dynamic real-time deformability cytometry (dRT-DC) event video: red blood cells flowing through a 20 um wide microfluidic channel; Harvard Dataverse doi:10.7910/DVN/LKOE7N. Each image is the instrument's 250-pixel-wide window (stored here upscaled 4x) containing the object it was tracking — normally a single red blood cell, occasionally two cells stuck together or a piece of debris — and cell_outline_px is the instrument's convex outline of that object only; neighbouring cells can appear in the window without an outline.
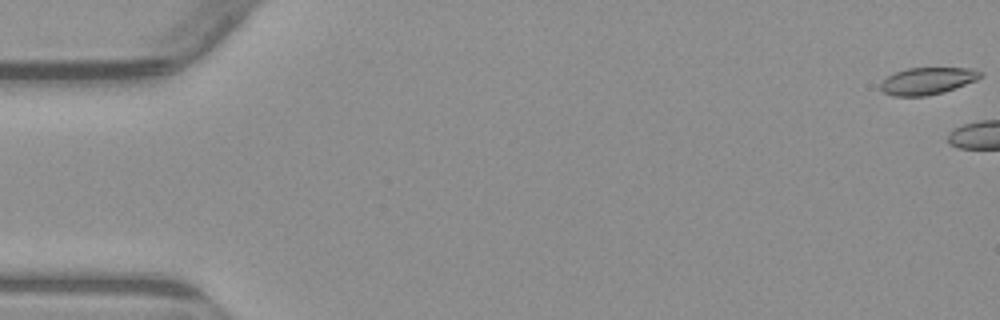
{"species": "common noctule bat (a hibernating species)", "species_latin": "Nyctalus noctula", "temperature_condition": "warm", "stored_images_in_passage": 7, "camera_frame_rate_fps": 3000, "um_per_image_px": 0.085, "animal": {"sex": "male", "body_mass_g": 23.1, "forearm_length_mm": 52.7}, "frame": {"image": 1, "passage_image": 1, "time_ms": 0.0, "image_size_px": [1000, 320], "cell_outline_px": [[984, 76], [976, 80], [944, 92], [928, 96], [892, 96], [884, 92], [880, 88], [880, 84], [888, 76], [896, 72], [908, 68], [972, 68], [984, 72]], "centroid_in_image_um": [78.87, 6.88], "position_along_channel_um": 6.1, "area_um2": 15.78}}
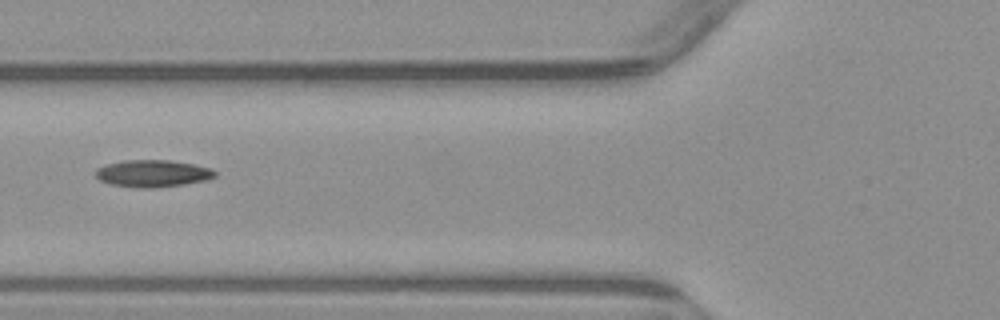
{"frame": {"image": 2, "passage_image": 7, "time_ms": 7.667, "image_size_px": [1000, 320], "cell_outline_px": [[216, 176], [208, 180], [184, 184], [156, 188], [136, 188], [112, 184], [100, 180], [96, 176], [96, 168], [108, 164], [124, 160], [168, 160], [196, 164], [212, 168], [216, 172]], "centroid_in_image_um": [13.03, 14.74], "position_along_channel_um": 112.8, "area_um2": 18.96}}